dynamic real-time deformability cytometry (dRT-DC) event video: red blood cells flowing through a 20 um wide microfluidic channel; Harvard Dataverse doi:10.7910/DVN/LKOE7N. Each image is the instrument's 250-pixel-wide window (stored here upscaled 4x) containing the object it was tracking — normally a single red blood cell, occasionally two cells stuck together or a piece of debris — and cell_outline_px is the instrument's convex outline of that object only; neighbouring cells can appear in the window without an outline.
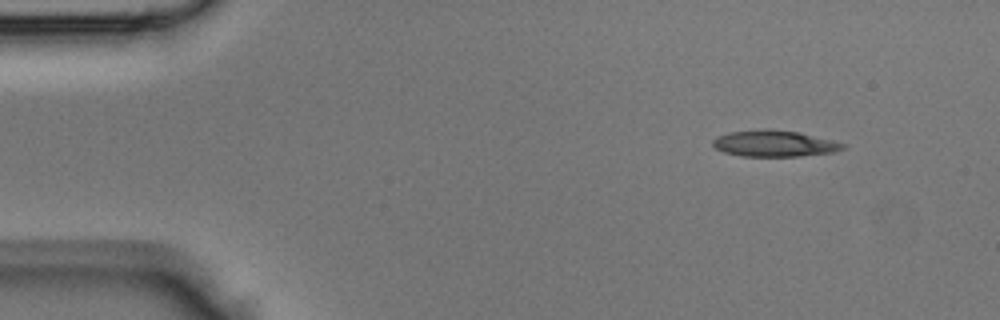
{"species": "Egyptian fruit bat (a non-hibernating species)", "species_latin": "Rousettus aegyptiacus", "temperature_condition": "room temperature", "stored_images_in_passage": 39, "camera_frame_rate_fps": 3000, "um_per_image_px": 0.085, "animal": {"sex": "male"}, "frame": {"image": 1, "passage_image": 1, "time_ms": 0.0, "image_size_px": [1000, 320], "cell_outline_px": [[848, 144], [844, 148], [832, 152], [800, 156], [740, 156], [724, 152], [716, 148], [712, 144], [712, 140], [716, 136], [728, 132], [760, 128], [768, 128], [800, 132]], "centroid_in_image_um": [65.79, 12.18], "position_along_channel_um": 19.2, "area_um2": 20.17}}
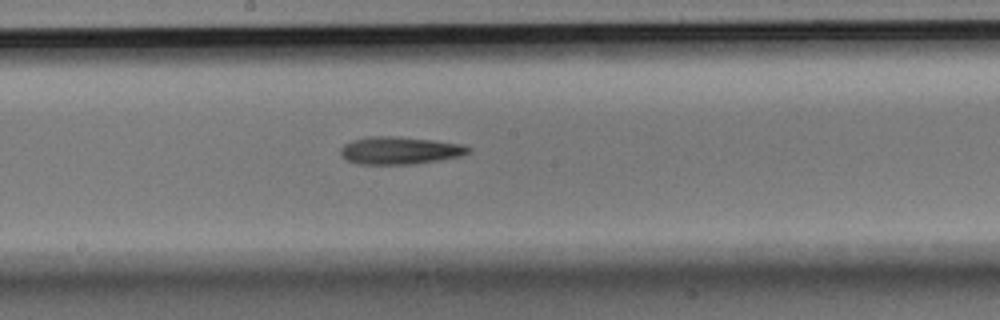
{"frame": {"image": 2, "passage_image": 19, "time_ms": 6.0, "image_size_px": [1000, 320], "cell_outline_px": [[472, 152], [460, 156], [440, 160], [416, 164], [356, 164], [340, 156], [340, 148], [344, 144], [352, 140], [372, 136], [392, 136], [432, 140], [464, 144], [472, 148]], "centroid_in_image_um": [34.0, 12.79], "position_along_channel_um": 214.2, "area_um2": 20.69}}
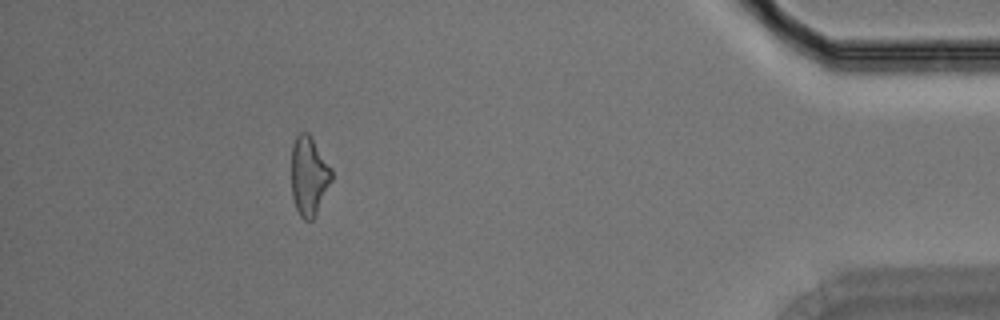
{"frame": {"image": 3, "passage_image": 35, "time_ms": 11.333, "image_size_px": [1000, 320], "cell_outline_px": [[332, 180], [316, 216], [312, 220], [304, 220], [300, 216], [296, 208], [292, 196], [292, 144], [296, 136], [300, 132], [308, 132], [312, 136], [332, 168]], "centroid_in_image_um": [26.27, 14.94], "position_along_channel_um": 408.9, "area_um2": 18.79}}